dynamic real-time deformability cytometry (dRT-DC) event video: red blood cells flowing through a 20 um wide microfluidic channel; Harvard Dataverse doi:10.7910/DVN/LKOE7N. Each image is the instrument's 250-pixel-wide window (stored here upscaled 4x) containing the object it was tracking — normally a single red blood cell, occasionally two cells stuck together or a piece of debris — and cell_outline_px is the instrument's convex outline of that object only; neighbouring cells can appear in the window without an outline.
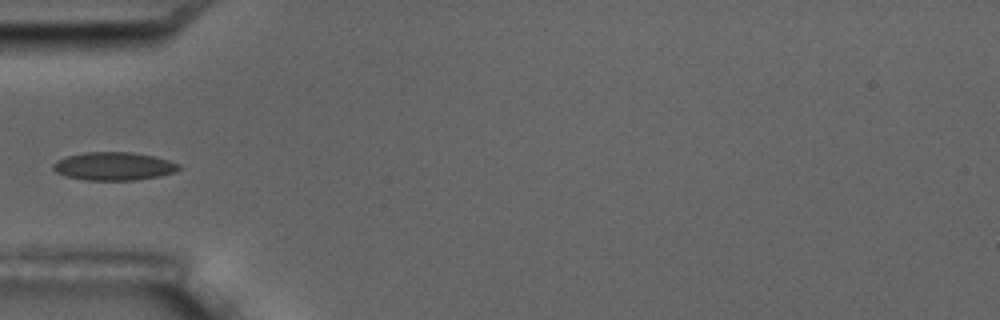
{"species": "common noctule bat (a hibernating species)", "species_latin": "Nyctalus noctula", "temperature_condition": "room temperature", "stored_images_in_passage": 4, "camera_frame_rate_fps": 3000, "um_per_image_px": 0.085, "animal": {"sex": "male", "body_mass_g": 17.5, "forearm_length_mm": 52.3}, "frame": {"image": 1, "passage_image": 3, "time_ms": 3.333, "image_size_px": [1000, 320], "cell_outline_px": [[184, 168], [176, 172], [160, 176], [136, 180], [84, 180], [64, 176], [56, 172], [52, 168], [52, 164], [56, 160], [68, 156], [84, 152], [132, 152], [156, 156], [180, 164]], "centroid_in_image_um": [9.7, 14.13], "position_along_channel_um": 75.3, "area_um2": 20.98}}